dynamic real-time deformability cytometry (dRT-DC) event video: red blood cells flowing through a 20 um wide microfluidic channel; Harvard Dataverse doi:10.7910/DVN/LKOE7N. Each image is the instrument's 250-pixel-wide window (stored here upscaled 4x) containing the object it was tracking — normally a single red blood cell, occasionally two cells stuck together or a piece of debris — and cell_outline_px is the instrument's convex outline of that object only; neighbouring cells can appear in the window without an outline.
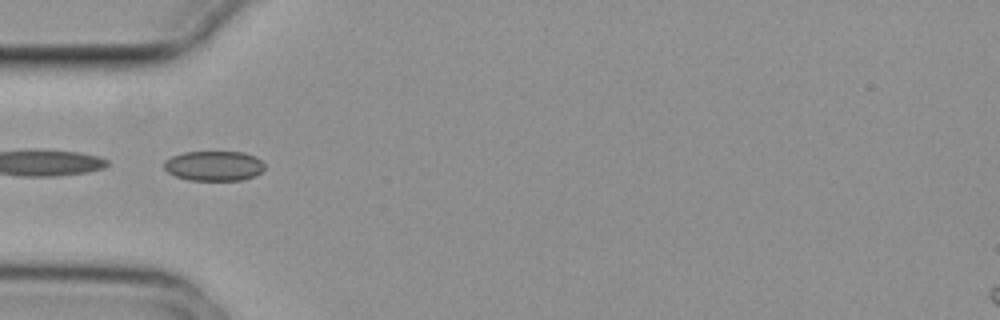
{"species": "common noctule bat (a hibernating species)", "species_latin": "Nyctalus noctula", "temperature_condition": "cold", "stored_images_in_passage": 7, "segment_of_instrument_passage": [2, 2], "camera_frame_rate_fps": 3000, "um_per_image_px": 0.085, "animal": {"sex": "female", "body_mass_g": 29.2, "forearm_length_mm": 56.3}, "frame": {"image": 1, "passage_image": 5, "time_ms": 1.333, "image_size_px": [1000, 320], "cell_outline_px": [[264, 168], [256, 176], [244, 180], [188, 180], [176, 176], [168, 172], [164, 168], [164, 160], [172, 156], [184, 152], [244, 152], [256, 156], [264, 164]], "centroid_in_image_um": [18.19, 14.1], "position_along_channel_um": 66.8, "area_um2": 17.63}}
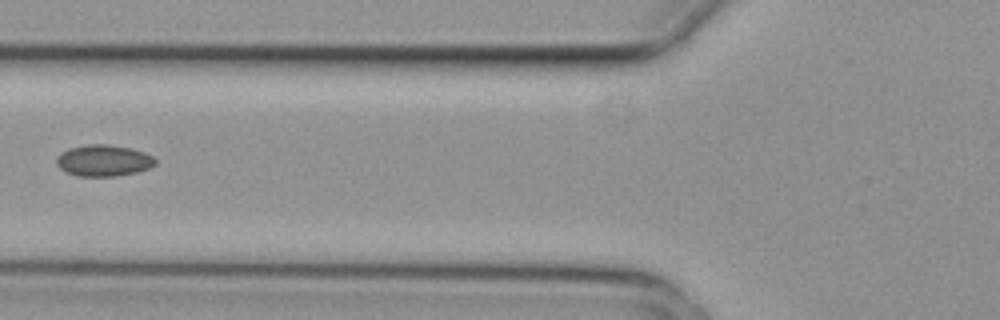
{"frame": {"image": 2, "passage_image": 6, "time_ms": 1.667, "image_size_px": [1000, 320], "cell_outline_px": [[156, 164], [148, 168], [136, 172], [116, 176], [76, 176], [64, 172], [56, 164], [56, 156], [60, 152], [68, 148], [88, 144], [108, 144], [132, 148], [144, 152], [152, 156], [156, 160]], "centroid_in_image_um": [8.76, 13.64], "position_along_channel_um": 117.0, "area_um2": 18.32}}
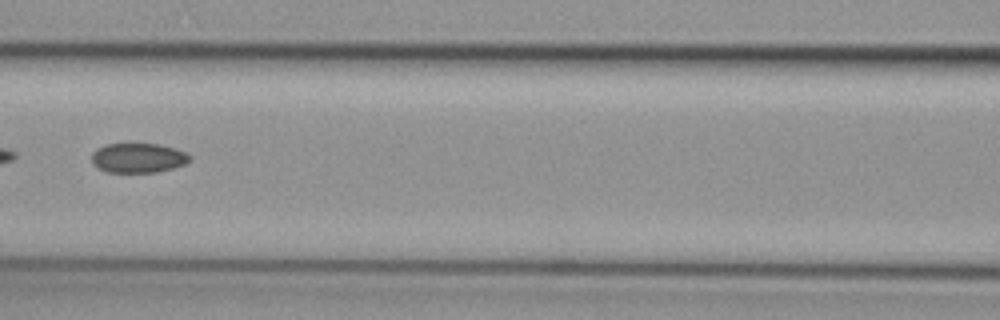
{"frame": {"image": 3, "passage_image": 7, "time_ms": 2.0, "image_size_px": [1000, 320], "cell_outline_px": [[192, 160], [184, 164], [172, 168], [156, 172], [108, 172], [96, 168], [92, 164], [92, 152], [96, 148], [108, 144], [160, 144], [176, 148], [192, 156]], "centroid_in_image_um": [11.74, 13.42], "position_along_channel_um": 154.9, "area_um2": 17.05}}